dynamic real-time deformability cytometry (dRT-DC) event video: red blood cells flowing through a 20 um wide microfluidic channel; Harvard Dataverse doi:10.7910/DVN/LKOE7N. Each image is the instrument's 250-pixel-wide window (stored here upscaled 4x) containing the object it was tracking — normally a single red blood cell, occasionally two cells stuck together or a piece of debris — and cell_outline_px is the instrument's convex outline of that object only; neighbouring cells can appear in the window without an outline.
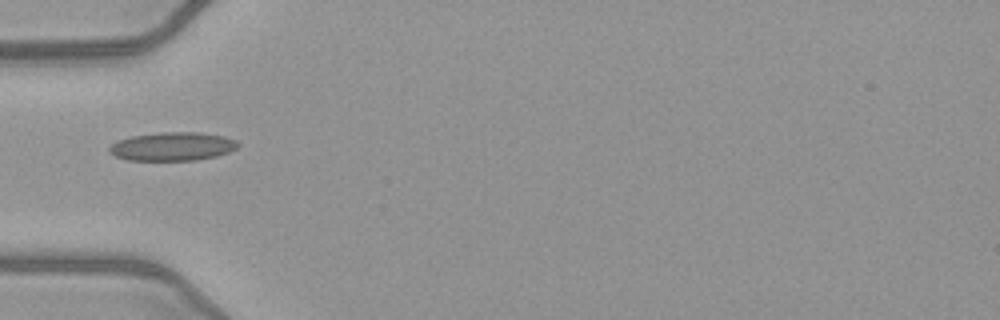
{"species": "common noctule bat (a hibernating species)", "species_latin": "Nyctalus noctula", "temperature_condition": "warm", "stored_images_in_passage": 35, "camera_frame_rate_fps": 3000, "um_per_image_px": 0.085, "animal": {"sex": "female", "body_mass_g": 21.9}, "frame": {"image": 1, "passage_image": 1, "time_ms": 0.0, "image_size_px": [1000, 320], "cell_outline_px": [[240, 144], [236, 148], [228, 152], [216, 156], [196, 160], [128, 160], [116, 156], [108, 152], [108, 148], [116, 140], [132, 136], [160, 132], [200, 132], [224, 136], [236, 140]], "centroid_in_image_um": [14.65, 12.44], "position_along_channel_um": 70.3, "area_um2": 21.44}}
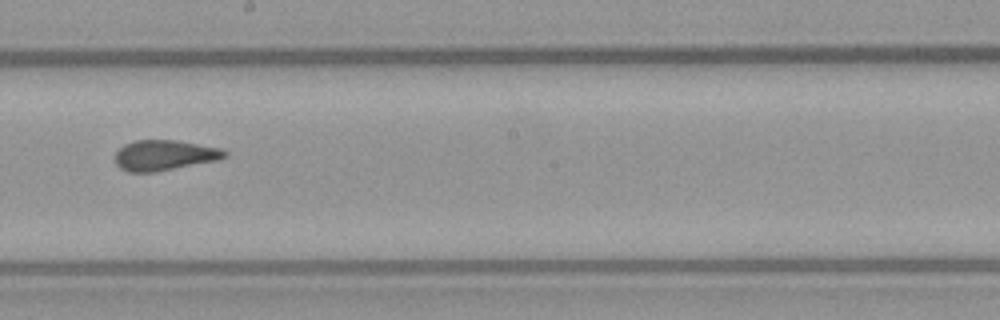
{"frame": {"image": 2, "passage_image": 13, "time_ms": 4.0, "image_size_px": [1000, 320], "cell_outline_px": [[228, 156], [216, 160], [156, 172], [128, 172], [120, 168], [116, 164], [116, 152], [124, 144], [136, 140], [176, 140], [220, 148], [228, 152]], "centroid_in_image_um": [13.96, 13.19], "position_along_channel_um": 234.2, "area_um2": 19.31}}
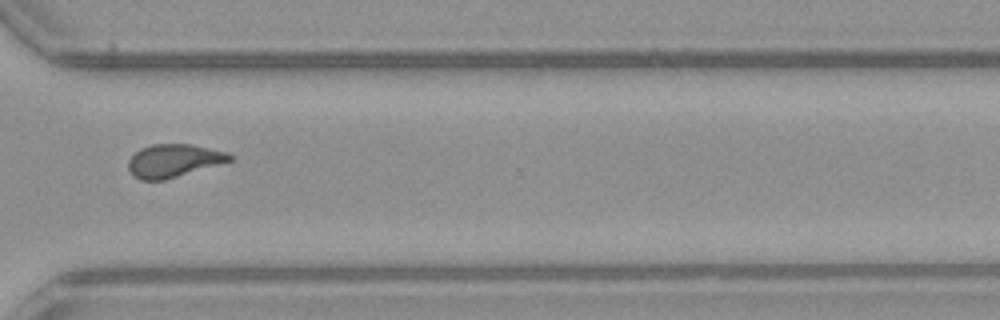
{"frame": {"image": 3, "passage_image": 22, "time_ms": 7.0, "image_size_px": [1000, 320], "cell_outline_px": [[232, 160], [164, 180], [140, 180], [132, 176], [128, 168], [128, 160], [140, 148], [152, 144], [192, 144], [228, 152], [232, 156]], "centroid_in_image_um": [14.72, 13.65], "position_along_channel_um": 355.9, "area_um2": 19.42}, "authors_computed_cell_mechanics": {"area_um2": 19.4208, "velocity_mm_per_s": 4.0624, "shape_relaxation_time_tau1_ms": null, "shape_relaxation_time_tau2_ms": 1.217, "deformation_change_tau1": null, "deformation_change_tau2": 0.0594}}